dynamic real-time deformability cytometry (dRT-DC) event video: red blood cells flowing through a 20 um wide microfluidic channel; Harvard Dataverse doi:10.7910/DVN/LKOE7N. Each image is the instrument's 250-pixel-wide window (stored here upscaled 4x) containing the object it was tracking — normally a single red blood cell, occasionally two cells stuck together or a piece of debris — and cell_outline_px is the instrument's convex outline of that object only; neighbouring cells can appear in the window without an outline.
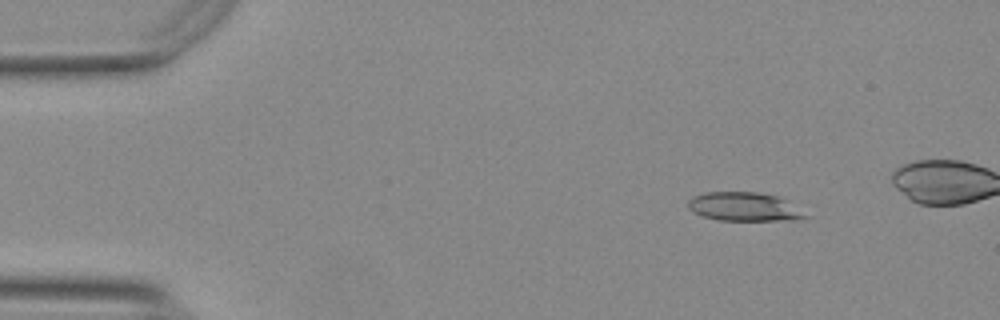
{"species": "Egyptian fruit bat (a non-hibernating species)", "species_latin": "Rousettus aegyptiacus", "temperature_condition": "warm", "stored_images_in_passage": 49, "camera_frame_rate_fps": 3000, "um_per_image_px": 0.085, "animal": {"sex": "female"}, "frame": {"image": 1, "passage_image": 7, "time_ms": 2.0, "image_size_px": [1000, 320], "cell_outline_px": [[812, 216], [800, 220], [720, 220], [704, 216], [692, 212], [688, 208], [688, 200], [692, 196], [704, 192], [756, 192], [780, 196]], "centroid_in_image_um": [63.3, 17.57], "position_along_channel_um": 21.7, "area_um2": 19.94}}
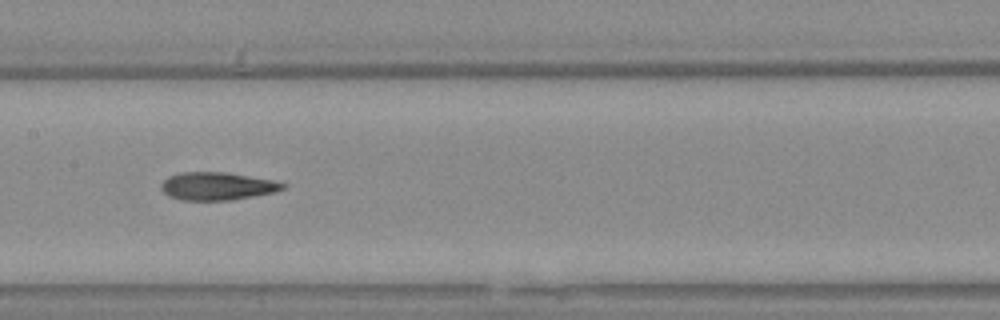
{"frame": {"image": 2, "passage_image": 27, "time_ms": 8.667, "image_size_px": [1000, 320], "cell_outline_px": [[288, 184], [284, 188], [272, 192], [232, 200], [184, 200], [168, 196], [160, 188], [160, 184], [168, 176], [180, 172], [224, 172], [272, 180]], "centroid_in_image_um": [18.41, 15.82], "position_along_channel_um": 189.0, "area_um2": 19.59}}
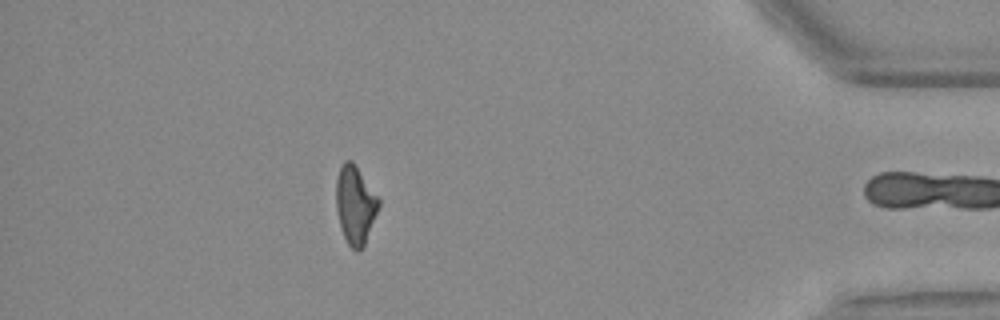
{"frame": {"image": 3, "passage_image": 48, "time_ms": 15.667, "image_size_px": [1000, 320], "cell_outline_px": [[380, 204], [364, 244], [360, 252], [356, 252], [348, 244], [344, 236], [340, 224], [336, 208], [336, 180], [340, 164], [344, 160], [352, 160], [356, 164], [380, 196]], "centroid_in_image_um": [30.2, 17.34], "position_along_channel_um": 405.0, "area_um2": 19.71}, "authors_computed_cell_mechanics": {"area_um2": 19.7098, "velocity_mm_per_s": 3.7731, "shape_relaxation_time_tau1_ms": 10.3265, "shape_relaxation_time_tau2_ms": 3.145, "deformation_change_tau1": 0.2531, "deformation_change_tau2": 0.1262}}